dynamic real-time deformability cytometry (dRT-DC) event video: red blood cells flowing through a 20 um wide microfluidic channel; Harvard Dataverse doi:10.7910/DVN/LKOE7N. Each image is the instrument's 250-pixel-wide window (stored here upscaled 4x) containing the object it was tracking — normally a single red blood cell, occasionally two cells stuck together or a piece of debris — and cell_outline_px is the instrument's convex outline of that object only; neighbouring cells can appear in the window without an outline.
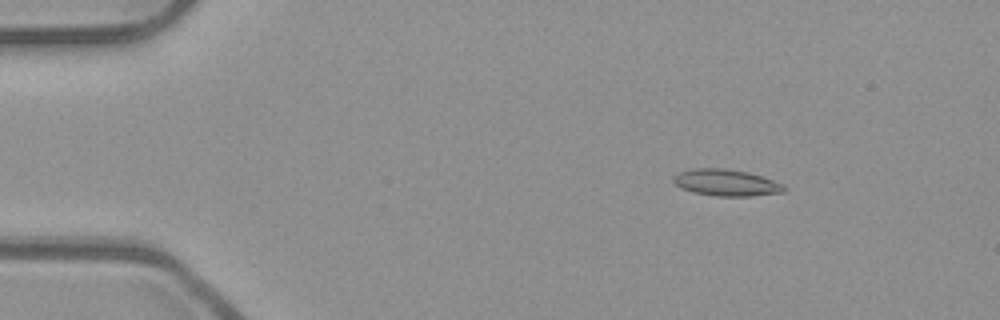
{"species": "common noctule bat (a hibernating species)", "species_latin": "Nyctalus noctula", "temperature_condition": "room temperature", "stored_images_in_passage": 53, "camera_frame_rate_fps": 3000, "um_per_image_px": 0.085, "animal": {"sex": "male", "body_mass_g": 23.1, "forearm_length_mm": 52.7}, "frame": {"image": 1, "passage_image": 8, "time_ms": 2.333, "image_size_px": [1000, 320], "cell_outline_px": [[788, 188], [784, 192], [752, 196], [716, 196], [696, 192], [680, 188], [672, 180], [672, 176], [680, 172], [692, 168], [724, 168], [748, 172], [784, 184]], "centroid_in_image_um": [61.74, 15.52], "position_along_channel_um": 23.3, "area_um2": 17.17}}
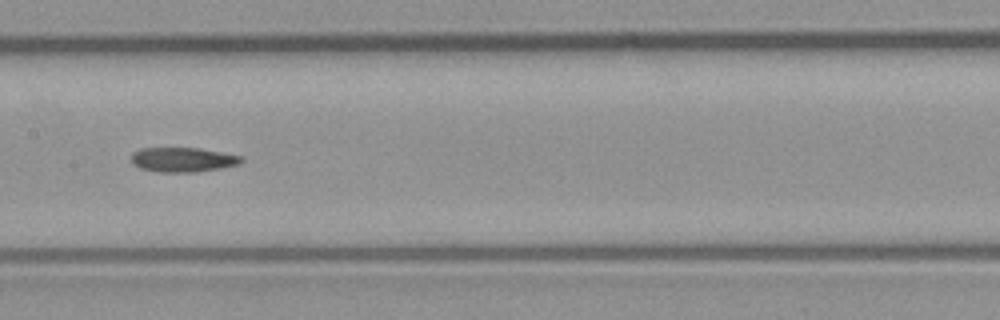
{"frame": {"image": 2, "passage_image": 27, "time_ms": 8.667, "image_size_px": [1000, 320], "cell_outline_px": [[244, 160], [236, 164], [220, 168], [192, 172], [160, 172], [140, 168], [132, 164], [132, 152], [140, 148], [200, 148], [244, 156]], "centroid_in_image_um": [15.53, 13.56], "position_along_channel_um": 191.9, "area_um2": 15.72}}
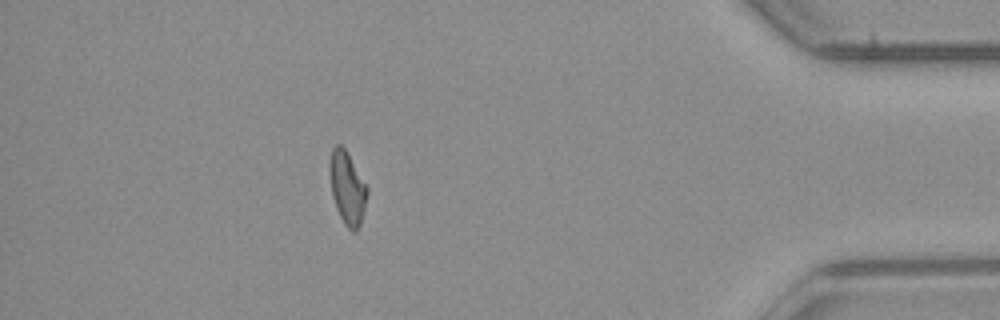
{"frame": {"image": 3, "passage_image": 47, "time_ms": 15.333, "image_size_px": [1000, 320], "cell_outline_px": [[368, 192], [360, 224], [356, 232], [352, 232], [344, 224], [336, 208], [332, 196], [328, 164], [332, 148], [336, 144], [340, 144], [344, 148], [368, 188]], "centroid_in_image_um": [29.49, 15.98], "position_along_channel_um": 405.7, "area_um2": 15.78}, "authors_computed_cell_mechanics": {"area_um2": 15.9528, "velocity_mm_per_s": 3.958, "shape_relaxation_time_tau1_ms": null, "shape_relaxation_time_tau2_ms": 9.16, "deformation_change_tau1": null, "deformation_change_tau2": 0.2014}}